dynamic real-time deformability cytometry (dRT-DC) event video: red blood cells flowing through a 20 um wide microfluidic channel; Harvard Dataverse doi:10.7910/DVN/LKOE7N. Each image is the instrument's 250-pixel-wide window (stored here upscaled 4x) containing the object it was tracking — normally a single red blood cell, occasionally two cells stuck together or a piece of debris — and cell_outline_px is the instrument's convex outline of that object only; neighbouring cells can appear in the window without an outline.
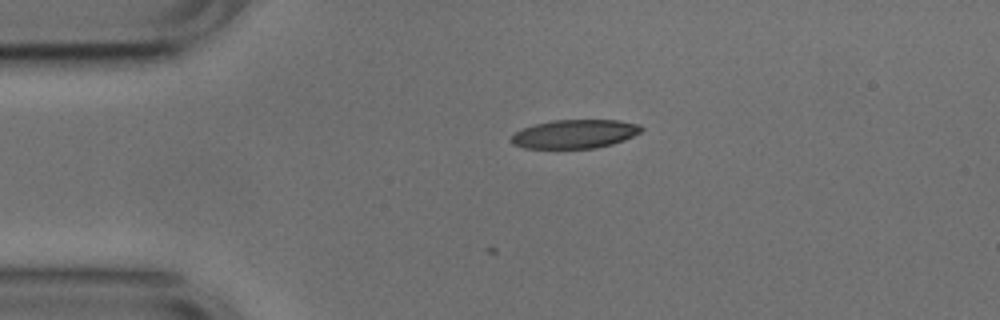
{"species": "common noctule bat (a hibernating species)", "species_latin": "Nyctalus noctula", "temperature_condition": "cold", "stored_images_in_passage": 5, "camera_frame_rate_fps": 3000, "um_per_image_px": 0.085, "animal": {"sex": "male", "body_mass_g": 17.9, "forearm_length_mm": 54.2}, "frame": {"image": 1, "passage_image": 1, "time_ms": 0.0, "image_size_px": [1000, 320], "cell_outline_px": [[644, 128], [640, 132], [624, 140], [612, 144], [596, 148], [524, 148], [512, 144], [508, 140], [516, 132], [524, 128], [536, 124], [552, 120], [620, 120], [640, 124]], "centroid_in_image_um": [48.86, 11.38], "position_along_channel_um": 36.1, "area_um2": 21.79}}